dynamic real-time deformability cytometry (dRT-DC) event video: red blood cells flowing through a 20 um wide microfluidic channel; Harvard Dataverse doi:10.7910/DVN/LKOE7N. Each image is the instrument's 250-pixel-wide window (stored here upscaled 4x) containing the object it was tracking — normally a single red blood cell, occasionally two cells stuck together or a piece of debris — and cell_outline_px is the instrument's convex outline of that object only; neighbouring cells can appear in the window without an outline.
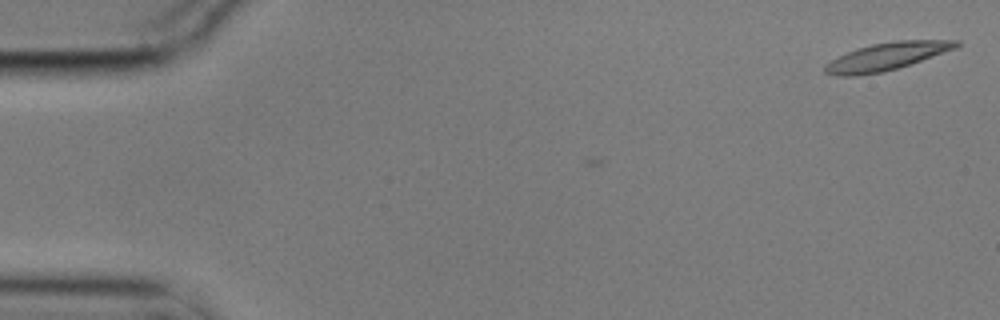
{"species": "common noctule bat (a hibernating species)", "species_latin": "Nyctalus noctula", "temperature_condition": "cold", "stored_images_in_passage": 2, "camera_frame_rate_fps": 3000, "um_per_image_px": 0.085, "animal": {"sex": "male", "body_mass_g": 17.9}, "frame": {"image": 1, "passage_image": 2, "time_ms": 0.333, "image_size_px": [1000, 320], "cell_outline_px": [[960, 44], [956, 48], [884, 72], [856, 76], [836, 76], [824, 72], [824, 64], [856, 48], [872, 44], [896, 40], [960, 40]], "centroid_in_image_um": [75.33, 4.8], "position_along_channel_um": 9.7, "area_um2": 20.87}}